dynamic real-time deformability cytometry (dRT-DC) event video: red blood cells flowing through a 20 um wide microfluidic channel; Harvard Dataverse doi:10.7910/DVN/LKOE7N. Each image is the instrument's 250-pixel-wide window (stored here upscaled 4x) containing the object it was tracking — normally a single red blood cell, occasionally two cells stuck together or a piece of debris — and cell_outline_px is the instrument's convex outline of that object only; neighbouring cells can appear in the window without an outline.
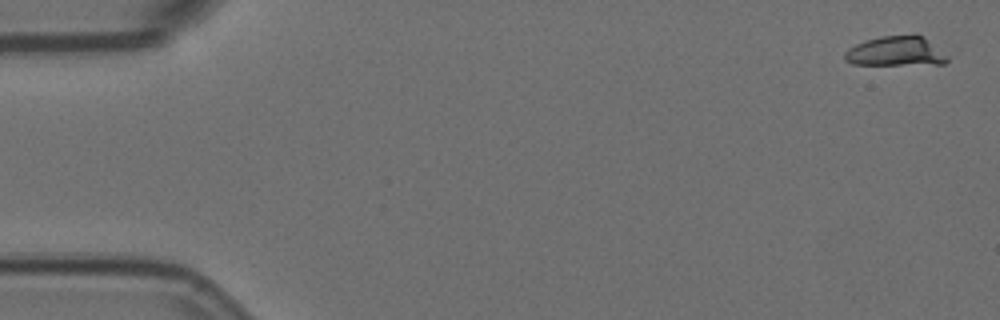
{"species": "Egyptian fruit bat (a non-hibernating species)", "species_latin": "Rousettus aegyptiacus", "temperature_condition": "room temperature", "stored_images_in_passage": 11, "camera_frame_rate_fps": 3000, "um_per_image_px": 0.085, "animal": {"sex": "female"}, "frame": {"image": 1, "passage_image": 1, "time_ms": 0.0, "image_size_px": [1000, 320], "cell_outline_px": [[948, 60], [944, 64], [852, 64], [844, 60], [844, 52], [848, 48], [856, 44], [880, 36], [912, 32], [916, 32], [924, 36], [948, 56]], "centroid_in_image_um": [76.17, 4.32], "position_along_channel_um": 8.8, "area_um2": 18.15}}
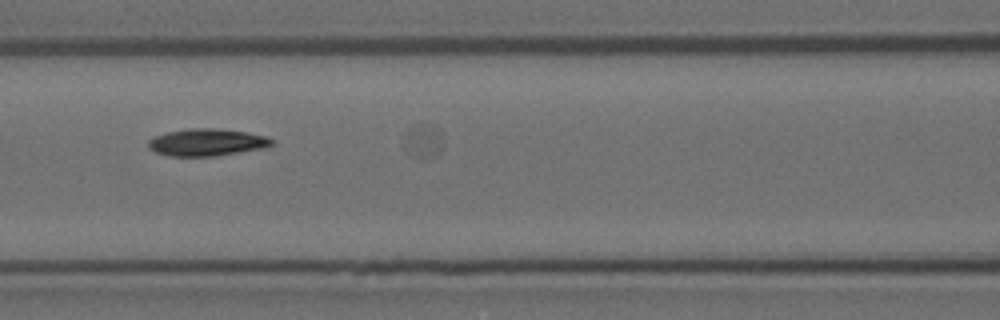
{"frame": {"image": 2, "passage_image": 7, "time_ms": 2.0, "image_size_px": [1000, 320], "cell_outline_px": [[276, 144], [264, 148], [216, 156], [168, 156], [156, 152], [148, 148], [148, 140], [156, 136], [168, 132], [192, 128], [212, 128], [244, 132], [268, 136], [276, 140]], "centroid_in_image_um": [17.63, 12.11], "position_along_channel_um": 149.0, "area_um2": 19.59}}
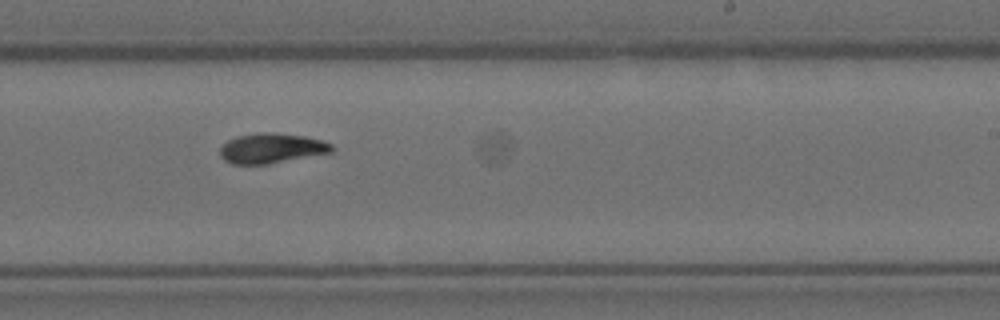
{"frame": {"image": 3, "passage_image": 10, "time_ms": 3.0, "image_size_px": [1000, 320], "cell_outline_px": [[336, 148], [332, 152], [268, 164], [232, 164], [224, 160], [220, 156], [220, 148], [228, 140], [236, 136], [260, 132], [272, 132], [304, 136], [320, 140], [332, 144]], "centroid_in_image_um": [23.07, 12.6], "position_along_channel_um": 265.9, "area_um2": 19.54}}